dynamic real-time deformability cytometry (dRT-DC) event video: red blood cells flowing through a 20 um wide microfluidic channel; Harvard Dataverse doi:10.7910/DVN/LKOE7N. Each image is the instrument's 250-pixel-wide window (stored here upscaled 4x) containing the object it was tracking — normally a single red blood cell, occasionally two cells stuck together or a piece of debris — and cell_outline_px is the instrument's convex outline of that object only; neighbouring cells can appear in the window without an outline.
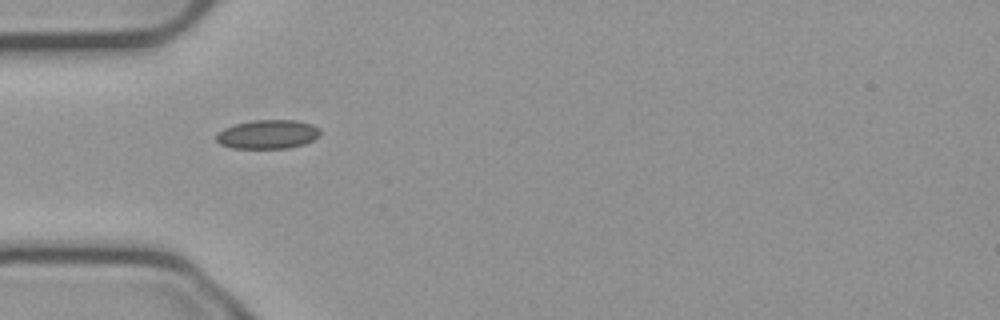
{"species": "common noctule bat (a hibernating species)", "species_latin": "Nyctalus noctula", "temperature_condition": "cold", "stored_images_in_passage": 39, "camera_frame_rate_fps": 3000, "um_per_image_px": 0.085, "animal": {"sex": "male", "body_mass_g": 23.1, "forearm_length_mm": 52.7}, "frame": {"image": 1, "passage_image": 1, "time_ms": 0.0, "image_size_px": [1000, 320], "cell_outline_px": [[320, 136], [304, 144], [288, 148], [232, 148], [220, 144], [216, 140], [216, 136], [224, 128], [236, 124], [252, 120], [296, 120], [312, 124], [320, 128]], "centroid_in_image_um": [22.79, 11.41], "position_along_channel_um": 62.2, "area_um2": 17.51}}
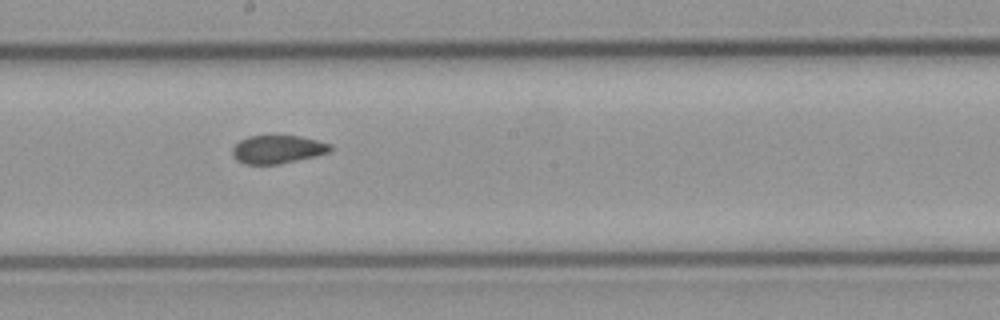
{"frame": {"image": 2, "passage_image": 14, "time_ms": 4.333, "image_size_px": [1000, 320], "cell_outline_px": [[332, 148], [328, 152], [316, 156], [280, 164], [244, 164], [236, 160], [232, 156], [232, 148], [240, 140], [248, 136], [300, 136], [332, 144]], "centroid_in_image_um": [23.58, 12.7], "position_along_channel_um": 224.6, "area_um2": 16.13}}
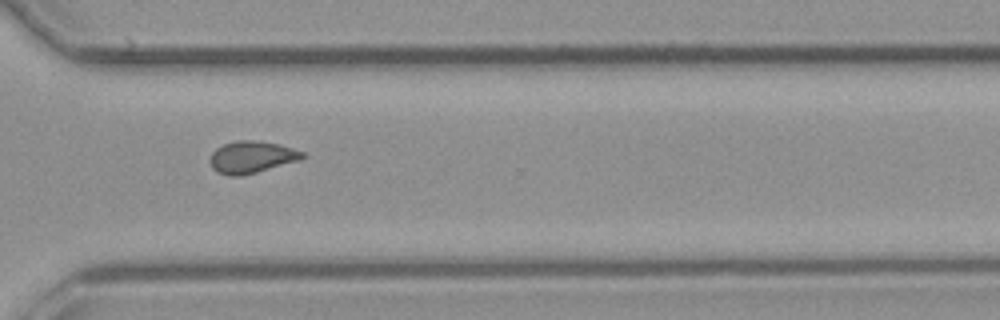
{"frame": {"image": 3, "passage_image": 24, "time_ms": 7.667, "image_size_px": [1000, 320], "cell_outline_px": [[304, 156], [300, 160], [256, 172], [240, 176], [228, 176], [216, 172], [212, 168], [208, 160], [212, 152], [216, 148], [224, 144], [236, 140], [256, 140], [280, 144], [304, 152]], "centroid_in_image_um": [21.35, 13.35], "position_along_channel_um": 349.3, "area_um2": 17.34}, "authors_computed_cell_mechanics": {"area_um2": 16.6464, "velocity_mm_per_s": 3.7523, "shape_relaxation_time_tau1_ms": null, "shape_relaxation_time_tau2_ms": 2.2297, "deformation_change_tau1": null, "deformation_change_tau2": 0.075}}